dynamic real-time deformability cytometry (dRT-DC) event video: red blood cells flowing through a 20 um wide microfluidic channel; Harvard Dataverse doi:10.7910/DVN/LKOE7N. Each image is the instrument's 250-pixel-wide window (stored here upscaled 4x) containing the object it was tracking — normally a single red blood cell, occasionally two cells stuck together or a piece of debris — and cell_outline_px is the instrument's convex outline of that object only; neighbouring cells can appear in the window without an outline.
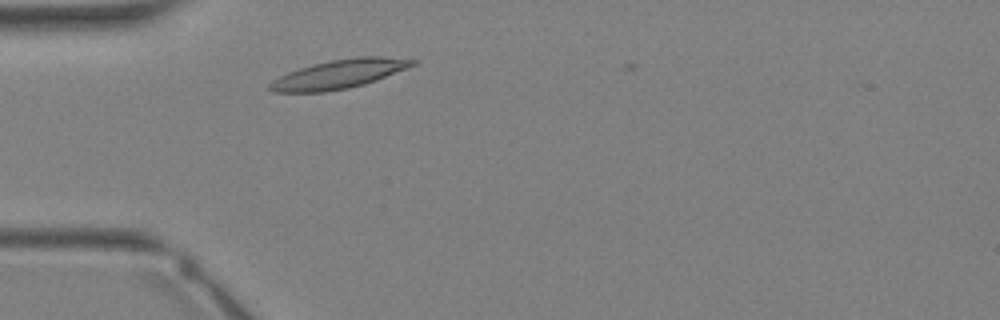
{"species": "Egyptian fruit bat (a non-hibernating species)", "species_latin": "Rousettus aegyptiacus", "temperature_condition": "warm", "stored_images_in_passage": 24, "camera_frame_rate_fps": 3000, "um_per_image_px": 0.085, "animal": {"sex": "female"}, "frame": {"image": 1, "passage_image": 2, "time_ms": 0.333, "image_size_px": [1000, 320], "cell_outline_px": [[420, 60], [416, 64], [376, 80], [364, 84], [348, 88], [324, 92], [272, 92], [268, 88], [268, 84], [272, 80], [288, 72], [312, 64], [332, 60], [356, 56], [380, 56]], "centroid_in_image_um": [28.81, 6.29], "position_along_channel_um": 56.2, "area_um2": 23.99}}
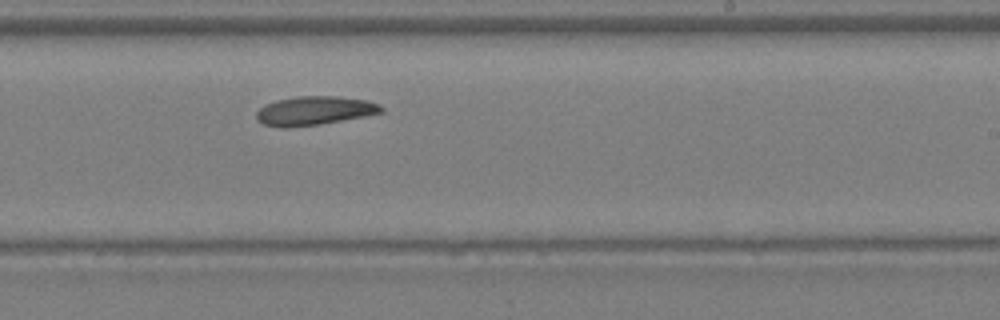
{"frame": {"image": 2, "passage_image": 13, "time_ms": 4.0, "image_size_px": [1000, 320], "cell_outline_px": [[384, 112], [364, 116], [320, 124], [288, 128], [280, 128], [264, 124], [256, 120], [256, 112], [264, 104], [276, 100], [296, 96], [336, 96], [368, 100], [380, 104], [384, 108]], "centroid_in_image_um": [26.71, 9.41], "position_along_channel_um": 262.3, "area_um2": 21.21}}
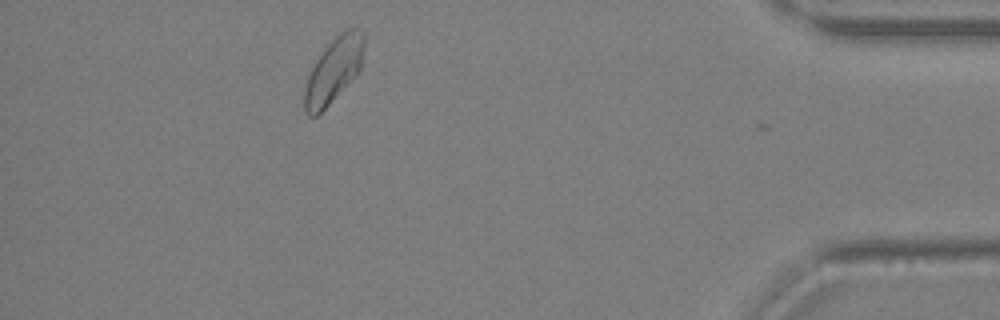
{"frame": {"image": 3, "passage_image": 23, "time_ms": 7.333, "image_size_px": [1000, 320], "cell_outline_px": [[364, 48], [360, 68], [328, 104], [316, 116], [308, 116], [304, 112], [304, 88], [308, 76], [316, 60], [328, 44], [340, 32], [348, 28], [360, 28], [364, 32]], "centroid_in_image_um": [28.34, 5.93], "position_along_channel_um": 406.9, "area_um2": 21.96}}